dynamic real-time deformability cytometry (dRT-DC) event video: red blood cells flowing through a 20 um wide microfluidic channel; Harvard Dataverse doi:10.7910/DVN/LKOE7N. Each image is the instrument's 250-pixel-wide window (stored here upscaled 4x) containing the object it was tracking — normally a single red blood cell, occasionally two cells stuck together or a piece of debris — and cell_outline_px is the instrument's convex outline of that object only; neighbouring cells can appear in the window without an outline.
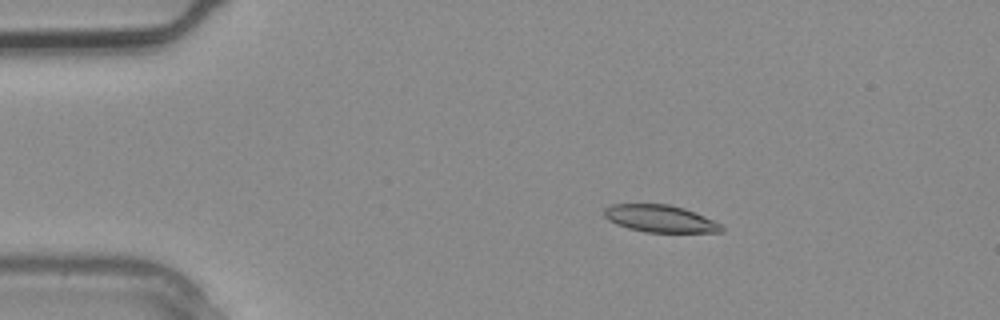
{"species": "common noctule bat (a hibernating species)", "species_latin": "Nyctalus noctula", "temperature_condition": "warm", "stored_images_in_passage": 3, "camera_frame_rate_fps": 3000, "um_per_image_px": 0.085, "animal": {"sex": "male", "body_mass_g": 20.4}, "frame": {"image": 1, "passage_image": 2, "time_ms": 0.333, "image_size_px": [1000, 320], "cell_outline_px": [[724, 232], [644, 232], [628, 228], [616, 224], [608, 220], [604, 216], [604, 208], [612, 204], [668, 204], [684, 208], [696, 212], [720, 224], [724, 228]], "centroid_in_image_um": [56.1, 18.58], "position_along_channel_um": 28.9, "area_um2": 18.61}}
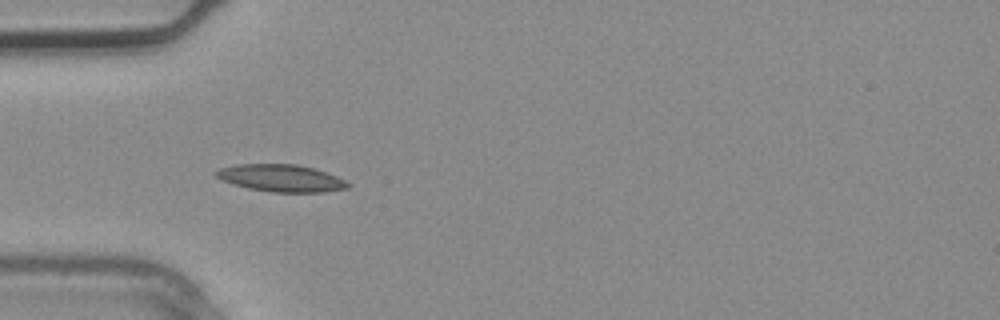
{"frame": {"image": 2, "passage_image": 3, "time_ms": 0.667, "image_size_px": [1000, 320], "cell_outline_px": [[352, 184], [348, 188], [324, 192], [272, 192], [248, 188], [224, 180], [216, 176], [212, 172], [220, 168], [236, 164], [296, 164], [312, 168], [336, 176]], "centroid_in_image_um": [23.9, 15.14], "position_along_channel_um": 61.1, "area_um2": 20.69}}